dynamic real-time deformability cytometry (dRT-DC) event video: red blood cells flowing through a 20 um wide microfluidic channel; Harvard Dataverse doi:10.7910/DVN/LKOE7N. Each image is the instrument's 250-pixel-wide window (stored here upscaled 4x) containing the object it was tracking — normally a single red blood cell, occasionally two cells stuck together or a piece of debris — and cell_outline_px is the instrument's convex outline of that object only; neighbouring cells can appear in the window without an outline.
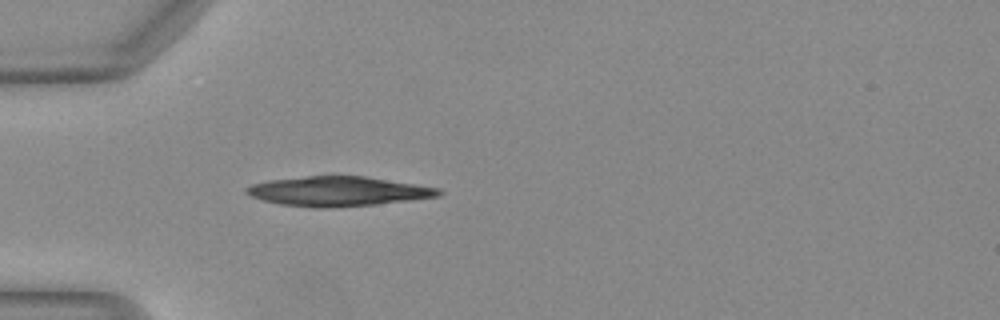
{"species": "Egyptian fruit bat (a non-hibernating species)", "species_latin": "Rousettus aegyptiacus", "temperature_condition": "warm", "stored_images_in_passage": 35, "camera_frame_rate_fps": 3000, "um_per_image_px": 0.085, "animal": {"sex": "female"}, "frame": {"image": 1, "passage_image": 1, "time_ms": 0.0, "image_size_px": [1000, 320], "cell_outline_px": [[444, 192], [440, 196], [412, 200], [376, 204], [316, 208], [280, 204], [264, 200], [252, 196], [244, 192], [244, 188], [252, 184], [268, 180], [308, 176], [364, 176], [440, 188]], "centroid_in_image_um": [28.75, 16.26], "position_along_channel_um": 56.3, "area_um2": 32.95}}
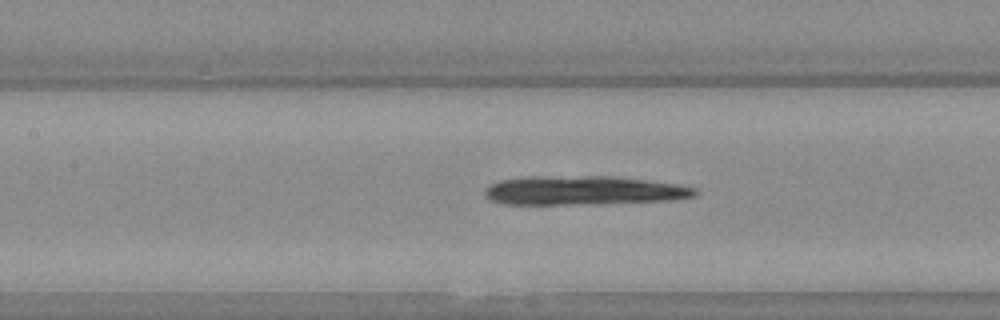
{"frame": {"image": 2, "passage_image": 9, "time_ms": 2.667, "image_size_px": [1000, 320], "cell_outline_px": [[700, 192], [696, 196], [672, 200], [564, 204], [500, 204], [488, 200], [484, 196], [484, 188], [488, 184], [500, 180], [528, 176], [616, 176], [676, 184], [700, 188]], "centroid_in_image_um": [49.55, 16.18], "position_along_channel_um": 157.8, "area_um2": 35.78}}
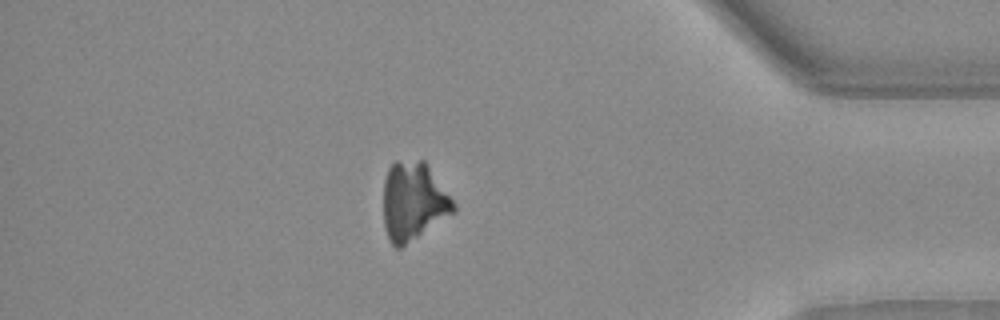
{"frame": {"image": 3, "passage_image": 29, "time_ms": 9.333, "image_size_px": [1000, 320], "cell_outline_px": [[456, 212], [400, 248], [396, 248], [388, 240], [384, 228], [384, 180], [388, 168], [396, 160], [424, 160], [456, 204]], "centroid_in_image_um": [35.13, 17.12], "position_along_channel_um": 400.1, "area_um2": 32.14}}